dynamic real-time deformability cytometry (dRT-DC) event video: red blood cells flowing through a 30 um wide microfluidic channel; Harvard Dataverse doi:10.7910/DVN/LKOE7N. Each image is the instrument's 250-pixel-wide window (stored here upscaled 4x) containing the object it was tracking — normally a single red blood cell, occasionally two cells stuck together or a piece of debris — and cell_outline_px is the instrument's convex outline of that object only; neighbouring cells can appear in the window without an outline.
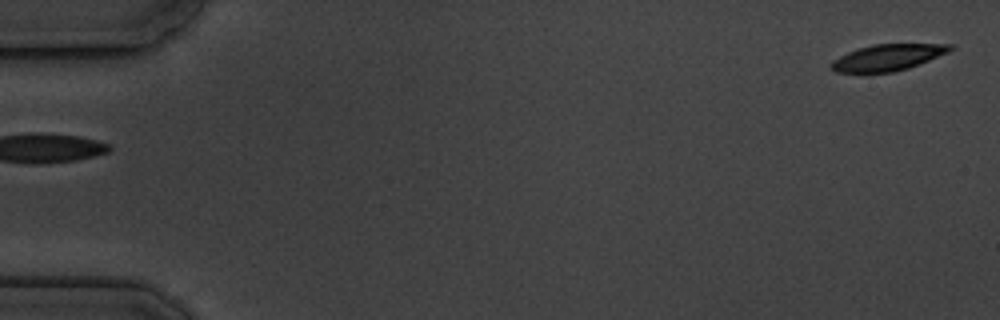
{"species": "common noctule bat (a hibernating species)", "species_latin": "Nyctalus noctula", "temperature_condition": "cold", "stored_images_in_passage": 6, "segment_of_instrument_passage": [2, 2], "camera_frame_rate_fps": 3000, "um_per_image_px": 0.085, "animal": {"sex": "male", "body_mass_g": 19.5, "forearm_length_mm": 54.6}, "frame": {"image": 1, "passage_image": 6, "time_ms": 5.667, "image_size_px": [1000, 320], "cell_outline_px": [[956, 48], [948, 52], [908, 68], [892, 72], [836, 72], [828, 68], [828, 64], [832, 60], [848, 52], [872, 44], [952, 44]], "centroid_in_image_um": [75.42, 4.88], "position_along_channel_um": 9.6, "area_um2": 18.15}}